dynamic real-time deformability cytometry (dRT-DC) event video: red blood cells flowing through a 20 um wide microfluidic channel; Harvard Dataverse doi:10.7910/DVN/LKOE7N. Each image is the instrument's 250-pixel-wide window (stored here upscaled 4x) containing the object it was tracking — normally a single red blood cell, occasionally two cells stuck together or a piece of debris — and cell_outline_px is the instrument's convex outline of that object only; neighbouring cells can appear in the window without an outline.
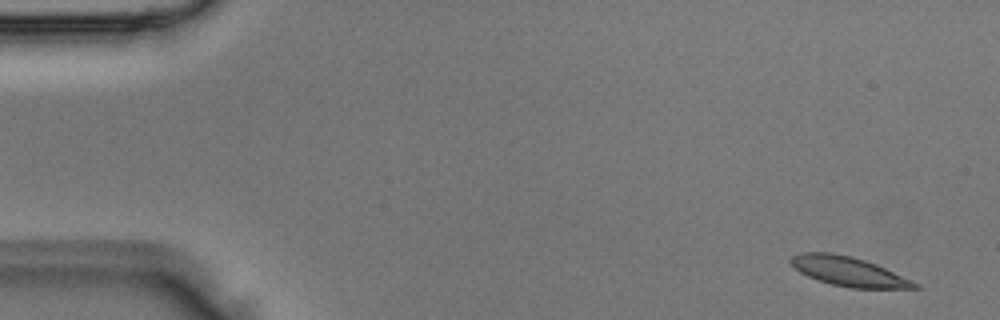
{"species": "Egyptian fruit bat (a non-hibernating species)", "species_latin": "Rousettus aegyptiacus", "temperature_condition": "room temperature", "stored_images_in_passage": 4, "camera_frame_rate_fps": 3000, "um_per_image_px": 0.085, "animal": {"sex": "male"}, "frame": {"image": 1, "passage_image": 1, "time_ms": 0.0, "image_size_px": [1000, 320], "cell_outline_px": [[920, 288], [852, 288], [832, 284], [816, 280], [800, 272], [788, 260], [792, 256], [800, 252], [832, 252], [852, 256], [876, 264], [912, 280], [920, 284]], "centroid_in_image_um": [72.12, 23.06], "position_along_channel_um": 12.9, "area_um2": 21.15}}